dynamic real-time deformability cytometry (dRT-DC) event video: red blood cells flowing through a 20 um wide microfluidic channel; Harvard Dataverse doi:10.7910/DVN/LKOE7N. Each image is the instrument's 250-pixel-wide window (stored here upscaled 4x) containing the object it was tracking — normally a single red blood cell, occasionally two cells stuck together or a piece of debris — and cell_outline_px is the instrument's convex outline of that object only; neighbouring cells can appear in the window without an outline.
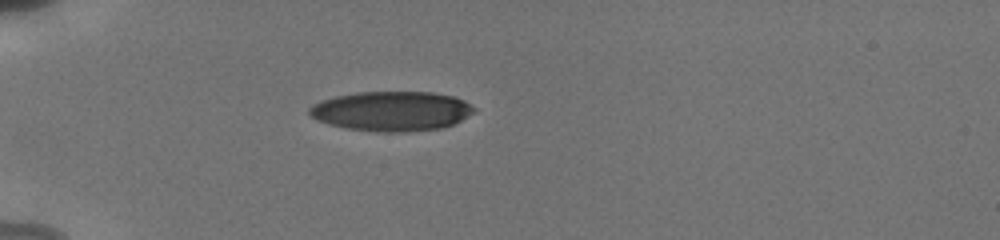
{"species": "human", "species_latin": "Homo sapiens", "temperature_condition": "cold", "stored_images_in_passage": 37, "camera_frame_rate_fps": 3000, "um_per_image_px": 0.085, "donor": {"sex": "male"}, "frame": {"image": 1, "passage_image": 1, "time_ms": 0.0, "image_size_px": [1000, 240], "cell_outline_px": [[476, 112], [452, 124], [440, 128], [408, 132], [376, 132], [344, 128], [328, 124], [316, 120], [308, 112], [308, 108], [312, 104], [320, 100], [336, 96], [356, 92], [432, 92], [452, 96], [464, 100], [476, 108]], "centroid_in_image_um": [33.26, 9.45], "position_along_channel_um": 51.7, "area_um2": 38.38}}
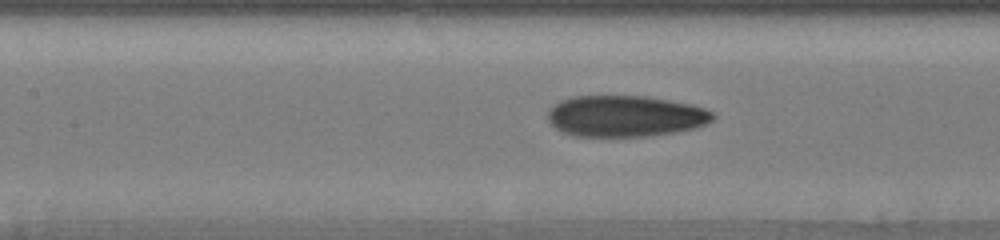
{"frame": {"image": 2, "passage_image": 15, "time_ms": 3.333, "image_size_px": [1000, 240], "cell_outline_px": [[716, 116], [712, 120], [704, 124], [692, 128], [676, 132], [652, 136], [572, 136], [556, 128], [548, 120], [548, 112], [560, 100], [572, 96], [648, 96], [692, 104], [704, 108], [712, 112]], "centroid_in_image_um": [53.16, 9.86], "position_along_channel_um": 154.2, "area_um2": 39.65}}
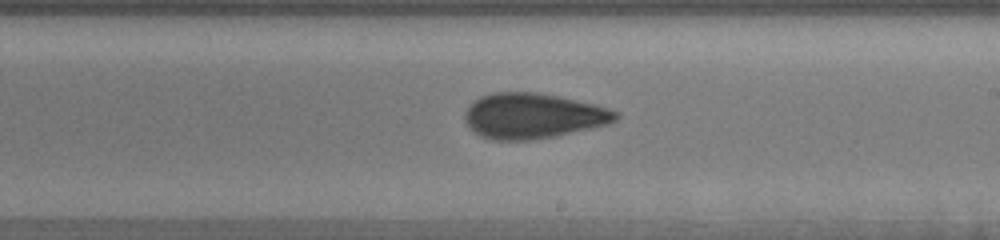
{"frame": {"image": 3, "passage_image": 25, "time_ms": 5.667, "image_size_px": [1000, 240], "cell_outline_px": [[620, 116], [616, 120], [608, 124], [556, 136], [532, 140], [492, 140], [480, 136], [464, 120], [464, 112], [480, 96], [492, 92], [540, 92], [576, 100], [608, 108], [620, 112]], "centroid_in_image_um": [45.32, 9.85], "position_along_channel_um": 243.7, "area_um2": 39.82}}